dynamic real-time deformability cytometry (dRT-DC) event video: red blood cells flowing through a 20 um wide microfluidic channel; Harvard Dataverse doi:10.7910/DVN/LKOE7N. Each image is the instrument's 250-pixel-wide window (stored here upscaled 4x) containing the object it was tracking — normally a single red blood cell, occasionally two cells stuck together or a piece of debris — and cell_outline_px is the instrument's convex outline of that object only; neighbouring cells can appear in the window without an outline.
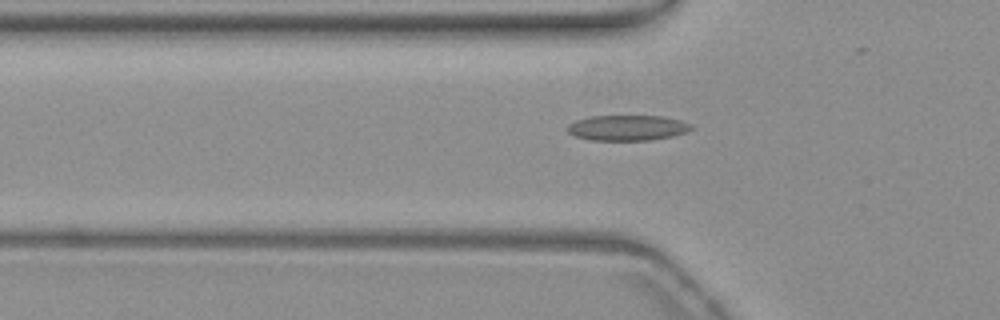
{"species": "common noctule bat (a hibernating species)", "species_latin": "Nyctalus noctula", "temperature_condition": "warm", "stored_images_in_passage": 31, "camera_frame_rate_fps": 3000, "um_per_image_px": 0.085, "animal": {"sex": "female", "body_mass_g": 19.3, "forearm_length_mm": 54.1}, "frame": {"image": 1, "passage_image": 4, "time_ms": 1.0, "image_size_px": [1000, 320], "cell_outline_px": [[692, 128], [684, 132], [672, 136], [648, 140], [592, 140], [576, 136], [568, 132], [568, 124], [576, 120], [592, 116], [664, 116], [680, 120], [692, 124]], "centroid_in_image_um": [53.33, 10.86], "position_along_channel_um": 72.5, "area_um2": 18.15}}
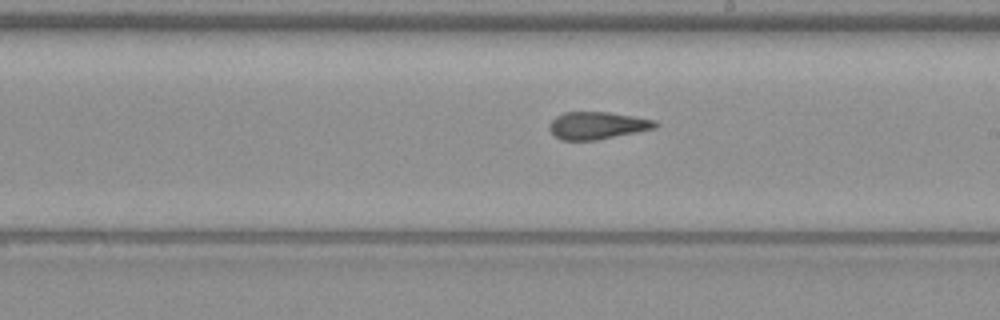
{"frame": {"image": 2, "passage_image": 17, "time_ms": 5.333, "image_size_px": [1000, 320], "cell_outline_px": [[660, 124], [656, 128], [596, 140], [560, 140], [548, 128], [548, 124], [556, 116], [564, 112], [608, 112], [656, 120]], "centroid_in_image_um": [50.77, 10.66], "position_along_channel_um": 238.2, "area_um2": 16.88}}
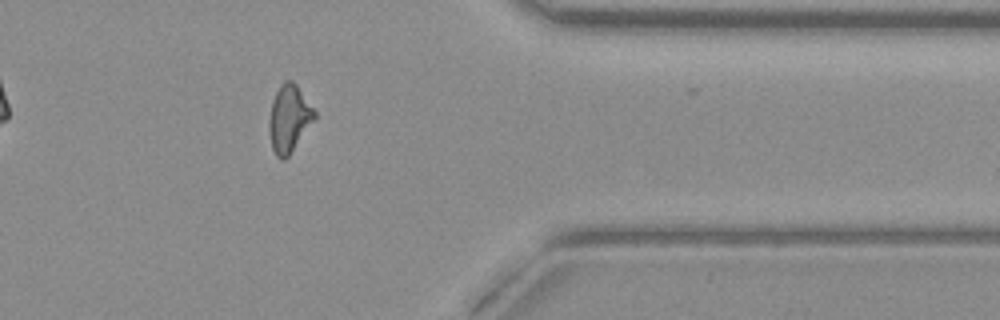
{"frame": {"image": 3, "passage_image": 30, "time_ms": 9.667, "image_size_px": [1000, 320], "cell_outline_px": [[316, 120], [288, 156], [284, 160], [280, 160], [276, 156], [272, 148], [268, 132], [268, 120], [272, 100], [280, 84], [284, 80], [292, 80], [296, 84], [316, 112]], "centroid_in_image_um": [24.56, 10.09], "position_along_channel_um": 386.8, "area_um2": 18.09}, "authors_computed_cell_mechanics": {"area_um2": 17.2244, "velocity_mm_per_s": 3.8143, "shape_relaxation_time_tau1_ms": null, "shape_relaxation_time_tau2_ms": 2.1672, "deformation_change_tau1": null, "deformation_change_tau2": 0.1129}}